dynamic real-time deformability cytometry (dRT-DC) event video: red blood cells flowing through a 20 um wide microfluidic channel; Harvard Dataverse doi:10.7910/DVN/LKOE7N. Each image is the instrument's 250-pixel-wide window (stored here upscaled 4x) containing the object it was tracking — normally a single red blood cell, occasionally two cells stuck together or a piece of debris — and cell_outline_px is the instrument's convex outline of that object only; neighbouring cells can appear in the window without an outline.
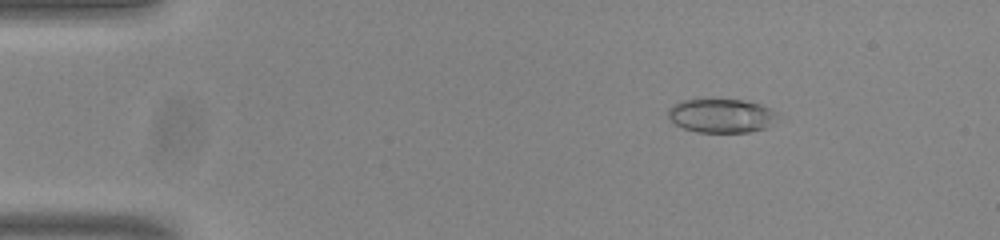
{"species": "common noctule bat (a hibernating species)", "species_latin": "Nyctalus noctula", "temperature_condition": "room temperature", "stored_images_in_passage": 55, "camera_frame_rate_fps": 3000, "um_per_image_px": 0.085, "animal": {"sex": "male", "body_mass_g": 20.0, "forearm_length_mm": 53.3}, "frame": {"image": 1, "passage_image": 9, "time_ms": 2.667, "image_size_px": [1000, 240], "cell_outline_px": [[776, 116], [768, 128], [748, 132], [696, 132], [684, 128], [676, 124], [668, 116], [668, 108], [684, 100], [744, 100], [760, 104], [776, 112]], "centroid_in_image_um": [61.31, 9.85], "position_along_channel_um": 23.7, "area_um2": 21.27}}
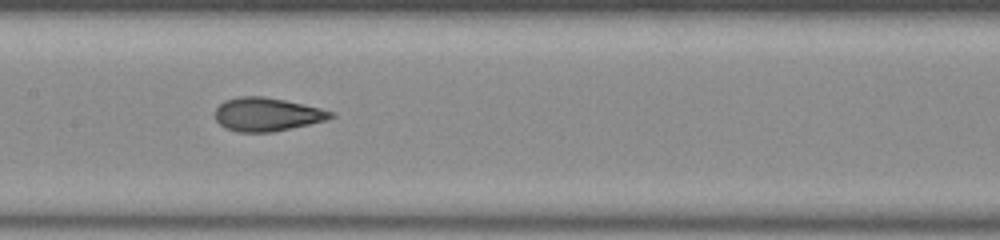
{"frame": {"image": 2, "passage_image": 28, "time_ms": 9.0, "image_size_px": [1000, 240], "cell_outline_px": [[336, 116], [324, 120], [308, 124], [272, 132], [236, 132], [224, 128], [216, 120], [216, 108], [224, 100], [236, 96], [264, 96], [284, 100], [320, 108], [336, 112]], "centroid_in_image_um": [22.67, 9.72], "position_along_channel_um": 184.7, "area_um2": 22.54}}
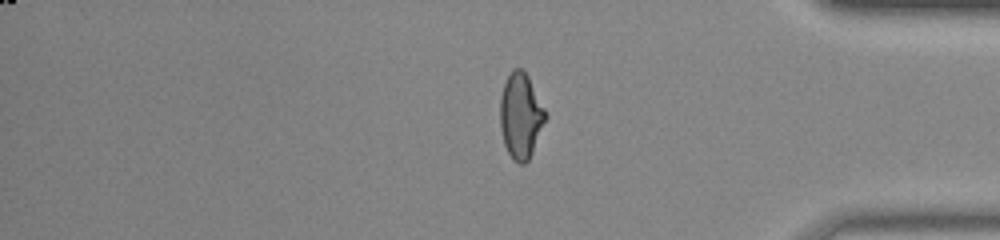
{"frame": {"image": 3, "passage_image": 46, "time_ms": 15.0, "image_size_px": [1000, 240], "cell_outline_px": [[548, 116], [532, 152], [528, 160], [524, 164], [520, 164], [512, 160], [504, 144], [500, 128], [500, 96], [504, 84], [512, 68], [520, 68], [528, 76], [548, 112]], "centroid_in_image_um": [44.27, 9.84], "position_along_channel_um": 390.9, "area_um2": 22.83}, "authors_computed_cell_mechanics": {"area_um2": 22.3108, "velocity_mm_per_s": 3.8031, "shape_relaxation_time_tau1_ms": 10.5019, "shape_relaxation_time_tau2_ms": 0.8706, "deformation_change_tau1": 0.2706, "deformation_change_tau2": 0.0686}}